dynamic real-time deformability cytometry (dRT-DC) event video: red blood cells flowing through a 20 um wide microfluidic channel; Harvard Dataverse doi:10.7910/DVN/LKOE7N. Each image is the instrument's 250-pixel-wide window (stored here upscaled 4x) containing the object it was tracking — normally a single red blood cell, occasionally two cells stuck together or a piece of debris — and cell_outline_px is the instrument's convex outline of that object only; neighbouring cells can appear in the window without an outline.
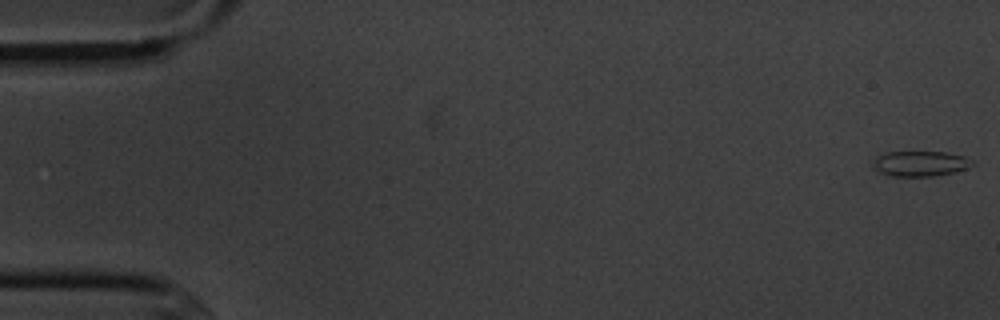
{"species": "common noctule bat (a hibernating species)", "species_latin": "Nyctalus noctula", "temperature_condition": "cold", "stored_images_in_passage": 7, "camera_frame_rate_fps": 3000, "um_per_image_px": 0.085, "animal": {"sex": "male", "body_mass_g": 20.1, "forearm_length_mm": 53.5}, "frame": {"image": 1, "passage_image": 1, "time_ms": 0.0, "image_size_px": [1000, 320], "cell_outline_px": [[972, 164], [968, 168], [956, 172], [932, 176], [892, 176], [880, 172], [872, 164], [876, 156], [884, 152], [944, 152], [964, 156], [972, 160]], "centroid_in_image_um": [78.22, 13.9], "position_along_channel_um": 6.8, "area_um2": 14.57}}
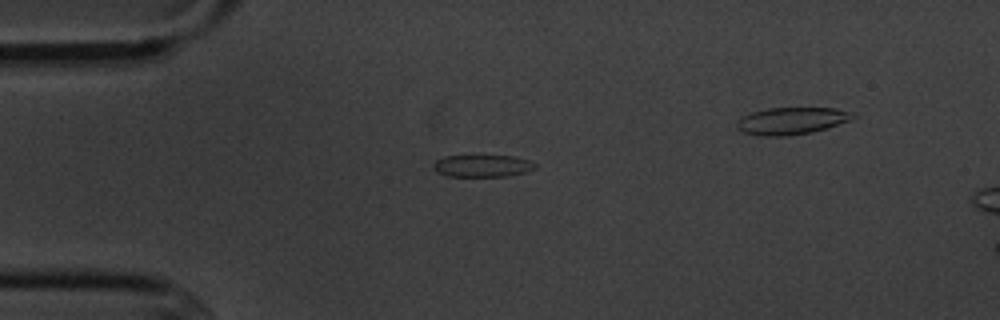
{"frame": {"image": 2, "passage_image": 4, "time_ms": 4.333, "image_size_px": [1000, 320], "cell_outline_px": [[536, 168], [524, 172], [508, 176], [448, 176], [432, 168], [436, 160], [444, 156], [512, 156], [528, 160], [536, 164]], "centroid_in_image_um": [41.01, 14.1], "position_along_channel_um": 44.0, "area_um2": 12.89}}
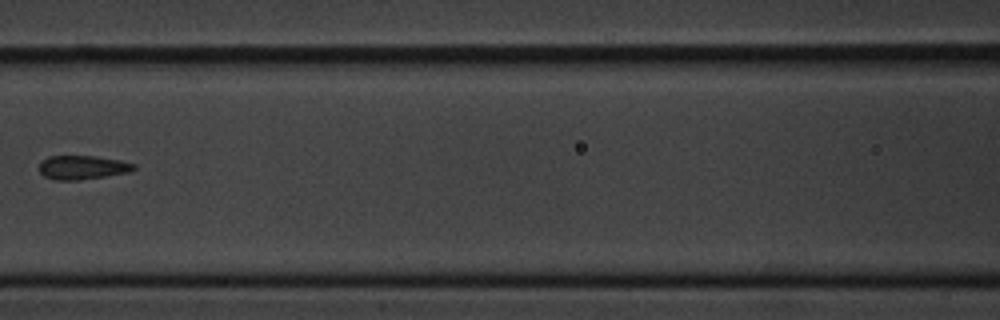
{"frame": {"image": 3, "passage_image": 7, "time_ms": 8.0, "image_size_px": [1000, 320], "cell_outline_px": [[136, 168], [132, 172], [76, 180], [52, 180], [44, 176], [40, 172], [40, 164], [48, 156], [96, 156], [120, 160], [136, 164]], "centroid_in_image_um": [7.04, 14.23], "position_along_channel_um": 159.6, "area_um2": 13.18}}